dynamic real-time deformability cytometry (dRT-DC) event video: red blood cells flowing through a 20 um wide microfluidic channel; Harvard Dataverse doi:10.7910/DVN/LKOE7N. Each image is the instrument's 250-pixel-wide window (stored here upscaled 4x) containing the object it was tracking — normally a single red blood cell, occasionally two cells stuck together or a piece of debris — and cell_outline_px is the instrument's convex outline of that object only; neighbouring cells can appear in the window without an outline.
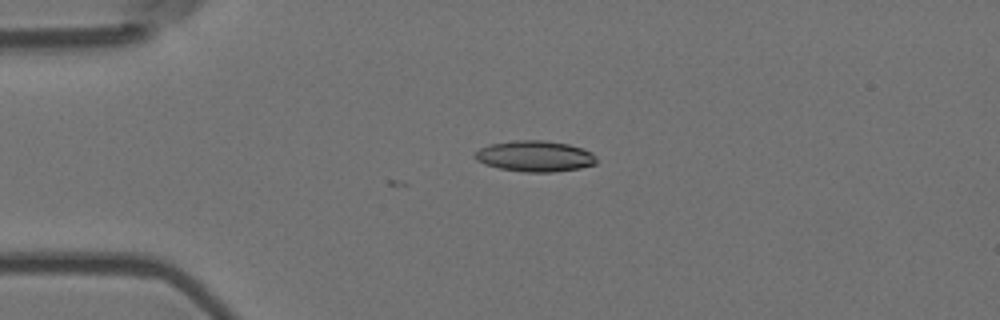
{"species": "Egyptian fruit bat (a non-hibernating species)", "species_latin": "Rousettus aegyptiacus", "temperature_condition": "room temperature", "stored_images_in_passage": 3, "camera_frame_rate_fps": 3000, "um_per_image_px": 0.085, "animal": {"sex": "female"}, "frame": {"image": 1, "passage_image": 1, "time_ms": 0.0, "image_size_px": [1000, 320], "cell_outline_px": [[596, 164], [580, 168], [552, 172], [524, 172], [500, 168], [484, 164], [476, 160], [472, 156], [480, 148], [492, 144], [512, 140], [544, 140], [568, 144], [592, 152], [596, 156]], "centroid_in_image_um": [45.46, 13.27], "position_along_channel_um": 39.5, "area_um2": 21.91}}